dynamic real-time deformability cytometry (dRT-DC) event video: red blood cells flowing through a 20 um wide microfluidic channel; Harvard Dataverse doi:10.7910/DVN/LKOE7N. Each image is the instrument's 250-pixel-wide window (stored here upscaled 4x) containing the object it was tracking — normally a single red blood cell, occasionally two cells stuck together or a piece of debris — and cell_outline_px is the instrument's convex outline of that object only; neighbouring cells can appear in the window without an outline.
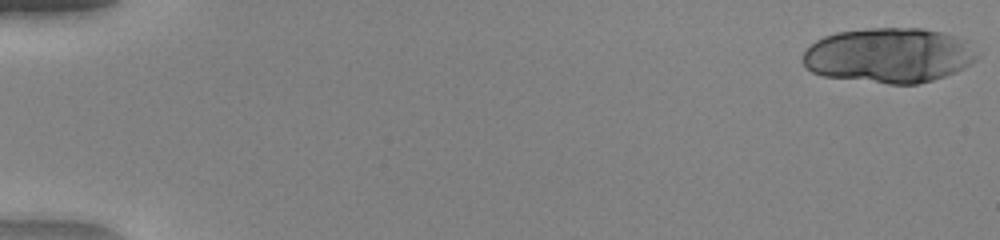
{"species": "human", "species_latin": "Homo sapiens", "temperature_condition": "warm", "stored_images_in_passage": 12, "camera_frame_rate_fps": 3000, "um_per_image_px": 0.085, "donor": {"sex": "female"}, "frame": {"image": 1, "passage_image": 1, "time_ms": 0.0, "image_size_px": [1000, 240], "cell_outline_px": [[980, 56], [976, 60], [964, 68], [956, 72], [932, 80], [916, 84], [888, 84], [820, 76], [804, 68], [804, 52], [816, 40], [824, 36], [836, 32], [864, 28], [924, 28], [944, 32], [956, 36]], "centroid_in_image_um": [75.52, 4.71], "position_along_channel_um": 9.5, "area_um2": 55.95}}